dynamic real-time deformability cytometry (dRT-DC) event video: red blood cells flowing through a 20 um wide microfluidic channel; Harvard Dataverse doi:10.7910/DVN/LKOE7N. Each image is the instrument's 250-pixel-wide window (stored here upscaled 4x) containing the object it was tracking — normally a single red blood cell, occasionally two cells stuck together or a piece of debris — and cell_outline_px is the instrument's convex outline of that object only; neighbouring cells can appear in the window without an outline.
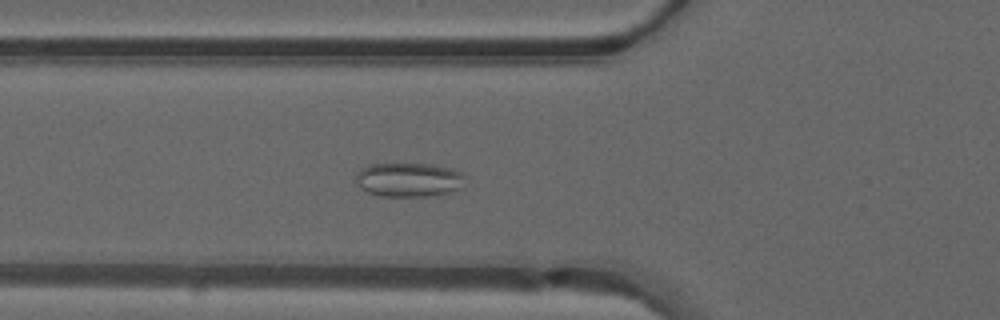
{"species": "common noctule bat (a hibernating species)", "species_latin": "Nyctalus noctula", "temperature_condition": "warm", "stored_images_in_passage": 39, "camera_frame_rate_fps": 3000, "um_per_image_px": 0.085, "animal": {"sex": "male", "forearm_length_mm": 52.5}, "frame": {"image": 1, "passage_image": 8, "time_ms": 2.333, "image_size_px": [1000, 320], "cell_outline_px": [[464, 188], [448, 192], [428, 196], [380, 196], [368, 192], [360, 188], [356, 184], [356, 172], [360, 168], [368, 164], [432, 164], [448, 168], [460, 172], [464, 176]], "centroid_in_image_um": [34.71, 15.28], "position_along_channel_um": 91.1, "area_um2": 21.85}}
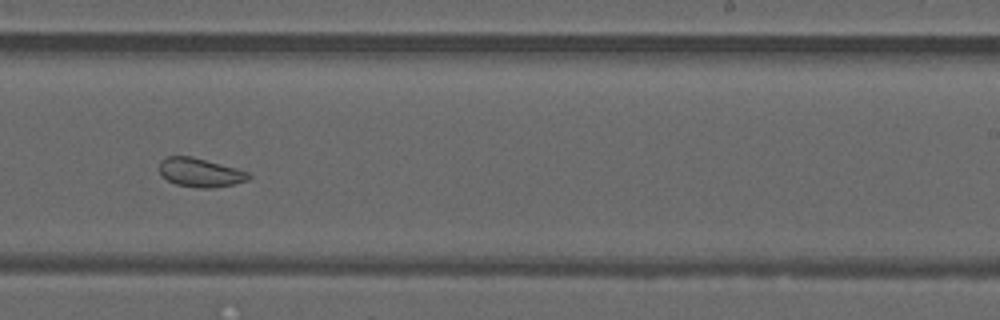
{"frame": {"image": 2, "passage_image": 21, "time_ms": 6.667, "image_size_px": [1000, 320], "cell_outline_px": [[252, 176], [248, 180], [232, 184], [212, 188], [200, 188], [176, 184], [160, 176], [160, 160], [168, 156], [192, 156], [236, 168], [248, 172]], "centroid_in_image_um": [17.0, 14.66], "position_along_channel_um": 272.0, "area_um2": 14.97}}
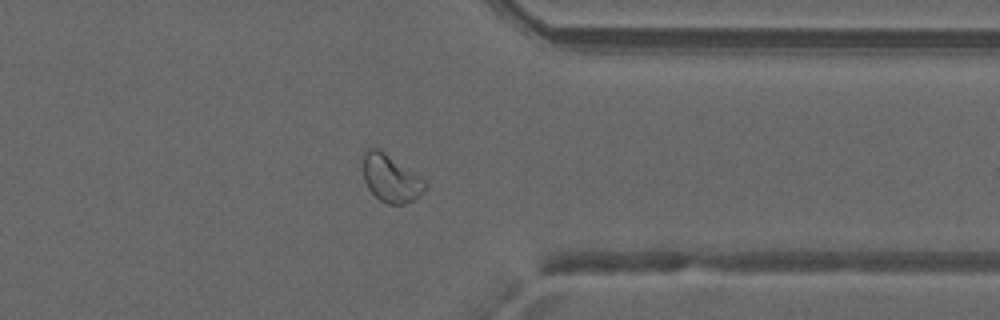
{"frame": {"image": 3, "passage_image": 29, "time_ms": 9.333, "image_size_px": [1000, 320], "cell_outline_px": [[428, 184], [420, 196], [404, 204], [388, 204], [380, 200], [368, 188], [364, 180], [360, 160], [360, 156], [364, 148], [380, 148], [420, 176]], "centroid_in_image_um": [33.15, 15.1], "position_along_channel_um": 378.2, "area_um2": 17.69}, "authors_computed_cell_mechanics": {"area_um2": 18.3804, "velocity_mm_per_s": 4.1695, "shape_relaxation_time_tau1_ms": null, "shape_relaxation_time_tau2_ms": 1.8892, "deformation_change_tau1": null, "deformation_change_tau2": 0.0783}}